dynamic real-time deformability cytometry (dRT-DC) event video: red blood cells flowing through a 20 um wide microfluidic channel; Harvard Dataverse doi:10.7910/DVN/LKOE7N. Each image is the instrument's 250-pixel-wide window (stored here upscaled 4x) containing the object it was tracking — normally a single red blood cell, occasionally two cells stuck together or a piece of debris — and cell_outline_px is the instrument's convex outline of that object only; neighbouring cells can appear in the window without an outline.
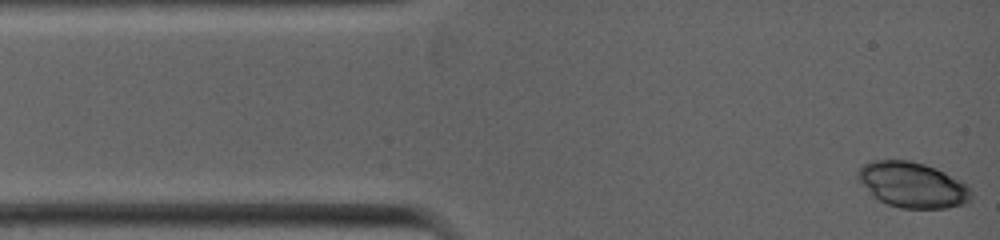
{"species": "common noctule bat (a hibernating species)", "species_latin": "Nyctalus noctula", "temperature_condition": "warm", "stored_images_in_passage": 37, "camera_frame_rate_fps": 5000, "um_per_image_px": 0.085, "animal": {"sex": "female", "body_mass_g": 19.0, "forearm_length_mm": 53.3}, "frame": {"image": 1, "passage_image": 1, "time_ms": 0.0, "image_size_px": [1000, 240], "cell_outline_px": [[972, 196], [964, 204], [948, 208], [900, 208], [888, 204], [872, 196], [856, 176], [860, 168], [864, 164], [872, 160], [908, 160], [924, 164], [936, 168], [968, 184], [972, 188]], "centroid_in_image_um": [77.58, 15.71], "position_along_channel_um": 7.4, "area_um2": 30.06}}
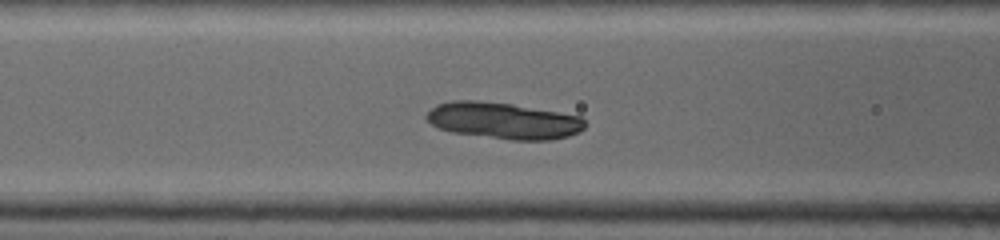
{"frame": {"image": 2, "passage_image": 19, "time_ms": 3.6, "image_size_px": [1000, 240], "cell_outline_px": [[588, 124], [580, 132], [568, 136], [552, 140], [512, 140], [452, 132], [436, 128], [424, 116], [436, 104], [452, 100], [476, 100], [512, 104], [580, 116]], "centroid_in_image_um": [42.79, 10.26], "position_along_channel_um": 123.8, "area_um2": 33.81}}
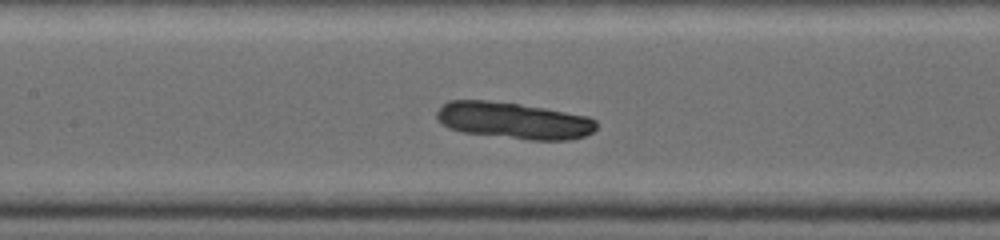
{"frame": {"image": 3, "passage_image": 23, "time_ms": 4.4, "image_size_px": [1000, 240], "cell_outline_px": [[596, 128], [592, 132], [584, 136], [568, 140], [528, 140], [460, 132], [448, 128], [436, 116], [436, 112], [448, 100], [488, 100], [520, 104], [544, 108], [588, 116], [596, 120]], "centroid_in_image_um": [43.66, 10.25], "position_along_channel_um": 163.7, "area_um2": 34.1}}